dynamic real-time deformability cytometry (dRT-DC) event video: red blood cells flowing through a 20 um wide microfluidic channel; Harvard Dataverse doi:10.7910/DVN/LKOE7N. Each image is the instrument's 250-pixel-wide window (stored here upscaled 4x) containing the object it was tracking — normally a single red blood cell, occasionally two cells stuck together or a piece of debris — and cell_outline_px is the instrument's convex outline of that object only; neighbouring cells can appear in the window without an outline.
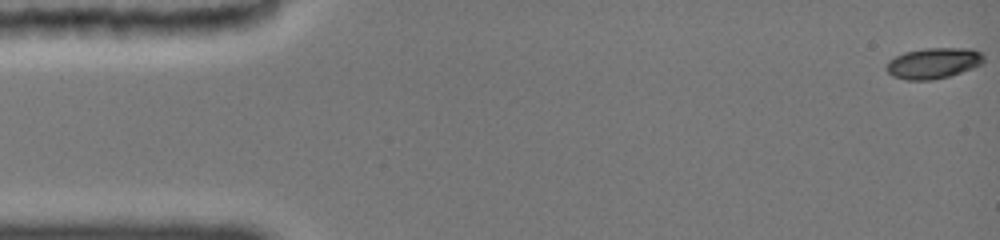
{"species": "common noctule bat (a hibernating species)", "species_latin": "Nyctalus noctula", "temperature_condition": "cold", "stored_images_in_passage": 27, "camera_frame_rate_fps": 3000, "um_per_image_px": 0.085, "animal": {"sex": "female", "body_mass_g": 19.0, "forearm_length_mm": 51.5}, "frame": {"image": 1, "passage_image": 1, "time_ms": 0.0, "image_size_px": [1000, 240], "cell_outline_px": [[984, 60], [980, 64], [972, 68], [948, 76], [932, 80], [904, 80], [892, 76], [884, 68], [888, 60], [904, 52], [924, 48], [972, 48], [980, 52], [984, 56]], "centroid_in_image_um": [79.29, 5.36], "position_along_channel_um": 5.7, "area_um2": 17.57}}
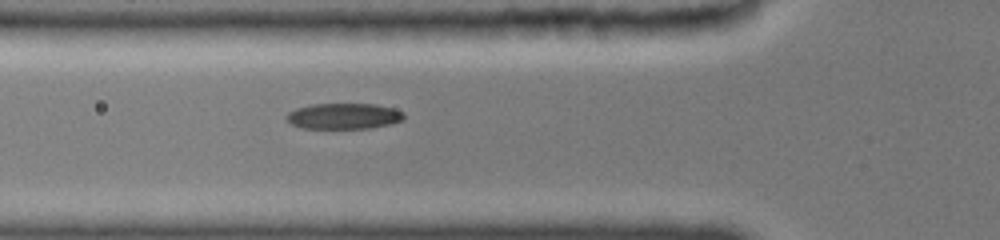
{"frame": {"image": 2, "passage_image": 16, "time_ms": 5.667, "image_size_px": [1000, 240], "cell_outline_px": [[404, 116], [400, 120], [388, 124], [368, 128], [304, 128], [292, 124], [284, 116], [288, 112], [296, 108], [312, 104], [376, 104], [392, 108], [404, 112]], "centroid_in_image_um": [29.18, 9.86], "position_along_channel_um": 96.6, "area_um2": 17.46}}
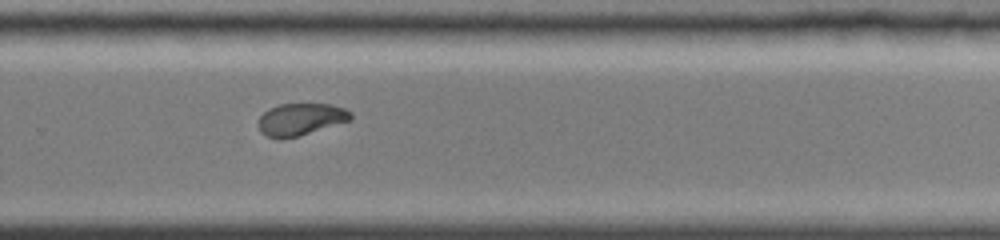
{"frame": {"image": 3, "passage_image": 27, "time_ms": 11.0, "image_size_px": [1000, 240], "cell_outline_px": [[352, 120], [296, 136], [268, 136], [260, 132], [260, 116], [268, 108], [280, 104], [332, 104], [344, 108], [352, 112]], "centroid_in_image_um": [25.61, 10.09], "position_along_channel_um": 304.2, "area_um2": 16.76}}